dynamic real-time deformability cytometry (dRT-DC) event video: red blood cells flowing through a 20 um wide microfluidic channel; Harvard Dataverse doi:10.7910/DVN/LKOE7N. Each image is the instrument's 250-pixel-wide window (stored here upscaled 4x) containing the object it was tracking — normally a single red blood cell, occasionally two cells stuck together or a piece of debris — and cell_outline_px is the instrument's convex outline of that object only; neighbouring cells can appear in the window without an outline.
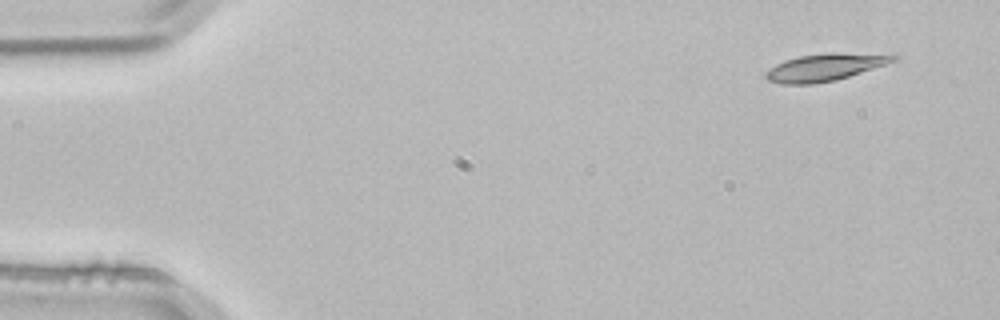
{"species": "common noctule bat (a hibernating species)", "species_latin": "Nyctalus noctula", "temperature_condition": "room temperature", "stored_images_in_passage": 3, "camera_frame_rate_fps": 3000, "um_per_image_px": 0.085, "animal": {"sex": "male", "body_mass_g": 21.5, "forearm_length_mm": 52.0}, "frame": {"image": 1, "passage_image": 1, "time_ms": 0.0, "image_size_px": [1000, 320], "cell_outline_px": [[900, 56], [896, 60], [836, 80], [812, 84], [784, 84], [768, 80], [764, 76], [764, 72], [776, 64], [784, 60], [800, 56], [828, 52], [896, 52]], "centroid_in_image_um": [70.22, 5.67], "position_along_channel_um": 14.8, "area_um2": 20.75}}